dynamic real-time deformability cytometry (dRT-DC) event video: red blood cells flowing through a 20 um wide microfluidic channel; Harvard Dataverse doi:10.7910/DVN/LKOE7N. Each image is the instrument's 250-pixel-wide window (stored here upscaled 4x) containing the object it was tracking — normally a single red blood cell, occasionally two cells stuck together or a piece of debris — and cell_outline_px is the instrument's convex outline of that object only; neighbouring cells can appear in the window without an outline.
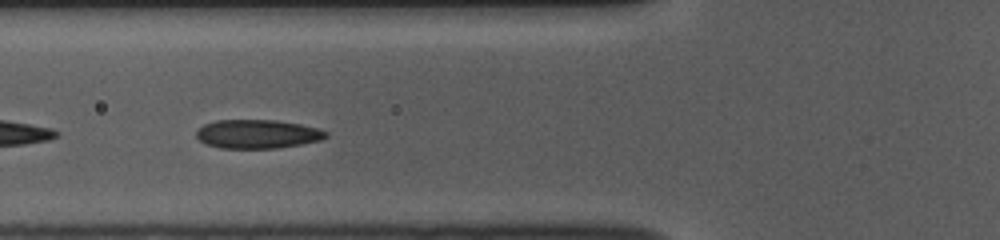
{"species": "common noctule bat (a hibernating species)", "species_latin": "Nyctalus noctula", "temperature_condition": "room temperature", "stored_images_in_passage": 49, "camera_frame_rate_fps": 3000, "um_per_image_px": 0.085, "animal": {"sex": "female", "body_mass_g": 10.0, "forearm_length_mm": 53.1}, "frame": {"image": 1, "passage_image": 16, "time_ms": 5.0, "image_size_px": [1000, 240], "cell_outline_px": [[328, 136], [320, 140], [300, 144], [276, 148], [220, 148], [204, 144], [196, 136], [196, 132], [204, 124], [216, 120], [276, 120], [300, 124], [316, 128], [328, 132]], "centroid_in_image_um": [21.86, 11.39], "position_along_channel_um": 103.9, "area_um2": 21.68}}
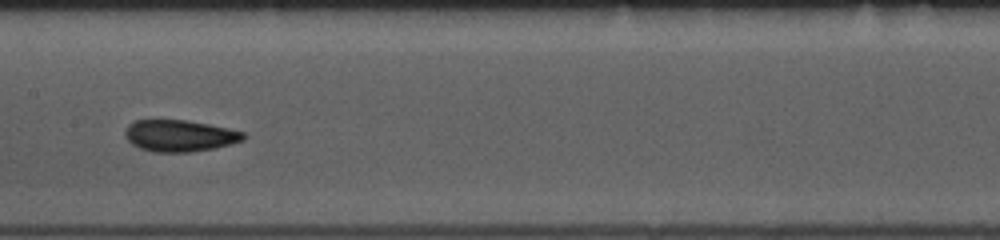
{"frame": {"image": 2, "passage_image": 23, "time_ms": 7.333, "image_size_px": [1000, 240], "cell_outline_px": [[244, 140], [232, 144], [212, 148], [188, 152], [152, 152], [140, 148], [132, 144], [128, 140], [124, 132], [128, 124], [136, 120], [188, 120], [228, 128], [244, 132]], "centroid_in_image_um": [15.26, 11.53], "position_along_channel_um": 192.1, "area_um2": 21.73}, "authors_computed_cell_mechanics": {"area_um2": 16.6464, "velocity_mm_per_s": 3.7801, "shape_relaxation_time_tau1_ms": 3.1019, "shape_relaxation_time_tau2_ms": 4.8831, "deformation_change_tau1": 0.0796, "deformation_change_tau2": 0.0776}}